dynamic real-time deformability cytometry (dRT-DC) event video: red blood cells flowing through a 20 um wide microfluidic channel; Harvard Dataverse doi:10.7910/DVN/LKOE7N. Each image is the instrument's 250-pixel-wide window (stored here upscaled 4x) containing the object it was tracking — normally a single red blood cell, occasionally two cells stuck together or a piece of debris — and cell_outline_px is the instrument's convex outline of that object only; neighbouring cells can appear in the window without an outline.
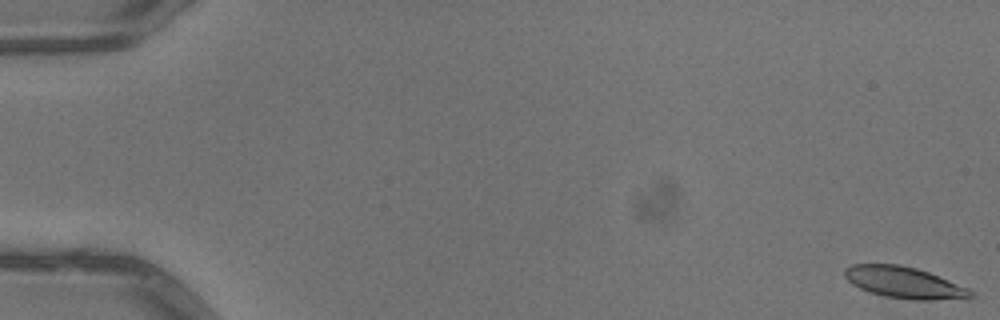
{"species": "common noctule bat (a hibernating species)", "species_latin": "Nyctalus noctula", "temperature_condition": "warm", "stored_images_in_passage": 4, "camera_frame_rate_fps": 3000, "um_per_image_px": 0.085, "animal": {"sex": "male", "body_mass_g": 13.3}, "frame": {"image": 1, "passage_image": 1, "time_ms": 0.0, "image_size_px": [1000, 320], "cell_outline_px": [[972, 296], [968, 300], [912, 300], [884, 296], [868, 292], [852, 284], [844, 276], [844, 268], [852, 264], [900, 264], [916, 268], [928, 272], [968, 288], [972, 292]], "centroid_in_image_um": [76.87, 24.03], "position_along_channel_um": 8.1, "area_um2": 23.35}}
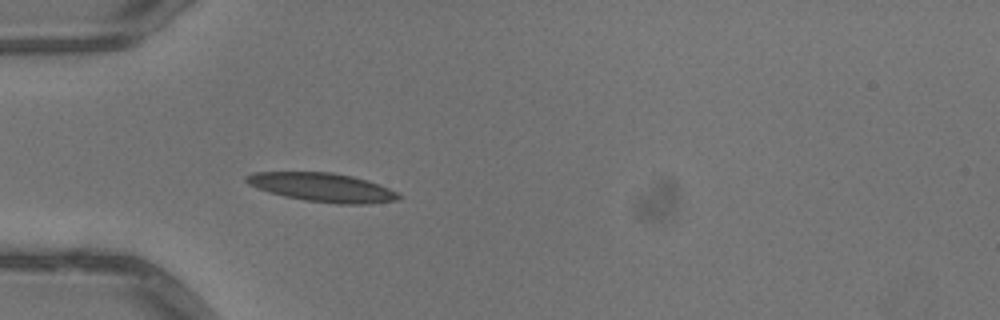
{"frame": {"image": 2, "passage_image": 4, "time_ms": 1.0, "image_size_px": [1000, 320], "cell_outline_px": [[404, 196], [400, 200], [368, 204], [336, 204], [304, 200], [284, 196], [268, 192], [248, 184], [244, 180], [244, 176], [252, 172], [332, 172], [352, 176], [368, 180], [380, 184]], "centroid_in_image_um": [27.42, 15.93], "position_along_channel_um": 57.6, "area_um2": 25.84}}